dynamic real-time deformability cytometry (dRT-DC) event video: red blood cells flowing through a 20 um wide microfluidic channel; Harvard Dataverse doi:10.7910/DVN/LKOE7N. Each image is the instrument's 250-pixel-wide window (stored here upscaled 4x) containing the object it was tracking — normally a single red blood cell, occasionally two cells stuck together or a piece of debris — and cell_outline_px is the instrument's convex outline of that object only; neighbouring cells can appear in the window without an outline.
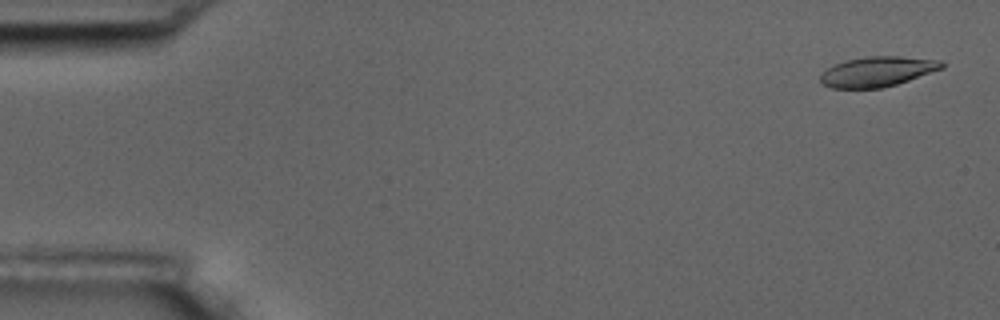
{"species": "common noctule bat (a hibernating species)", "species_latin": "Nyctalus noctula", "temperature_condition": "room temperature", "stored_images_in_passage": 56, "camera_frame_rate_fps": 3000, "um_per_image_px": 0.085, "animal": {"sex": "male", "body_mass_g": 17.5, "forearm_length_mm": 52.3}, "frame": {"image": 1, "passage_image": 2, "time_ms": 0.333, "image_size_px": [1000, 320], "cell_outline_px": [[944, 68], [896, 84], [880, 88], [832, 88], [824, 84], [820, 80], [820, 76], [828, 68], [836, 64], [848, 60], [868, 56], [900, 56], [940, 60], [944, 64]], "centroid_in_image_um": [74.61, 6.08], "position_along_channel_um": 10.4, "area_um2": 20.92}}
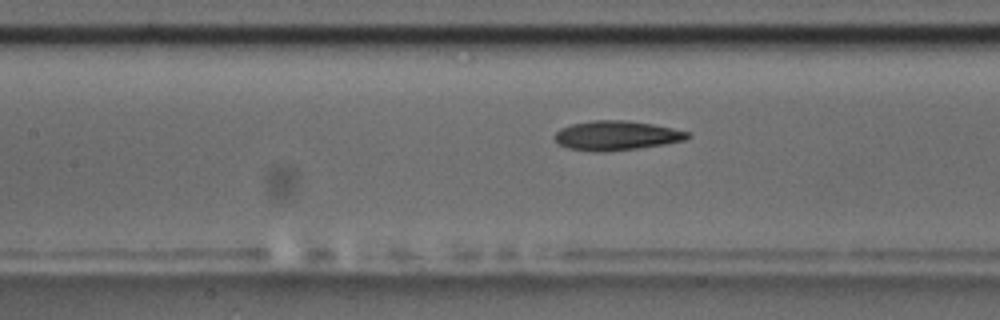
{"frame": {"image": 2, "passage_image": 25, "time_ms": 8.0, "image_size_px": [1000, 320], "cell_outline_px": [[692, 136], [684, 140], [664, 144], [636, 148], [568, 148], [560, 144], [556, 140], [556, 132], [560, 128], [572, 124], [592, 120], [624, 120], [652, 124], [672, 128], [688, 132]], "centroid_in_image_um": [52.46, 11.46], "position_along_channel_um": 154.9, "area_um2": 21.44}}
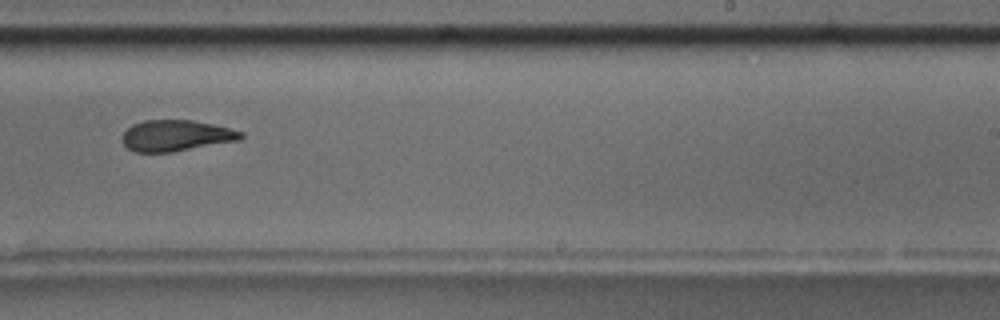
{"frame": {"image": 3, "passage_image": 35, "time_ms": 11.333, "image_size_px": [1000, 320], "cell_outline_px": [[244, 136], [240, 140], [172, 152], [136, 152], [128, 148], [120, 140], [120, 136], [132, 124], [144, 120], [192, 120], [212, 124], [244, 132]], "centroid_in_image_um": [14.94, 11.53], "position_along_channel_um": 274.1, "area_um2": 21.56}, "authors_computed_cell_mechanics": {"area_um2": 22.5709, "velocity_mm_per_s": 3.5928, "shape_relaxation_time_tau1_ms": 4.6863, "shape_relaxation_time_tau2_ms": 2.2412, "deformation_change_tau1": 0.1829, "deformation_change_tau2": 0.1043}}